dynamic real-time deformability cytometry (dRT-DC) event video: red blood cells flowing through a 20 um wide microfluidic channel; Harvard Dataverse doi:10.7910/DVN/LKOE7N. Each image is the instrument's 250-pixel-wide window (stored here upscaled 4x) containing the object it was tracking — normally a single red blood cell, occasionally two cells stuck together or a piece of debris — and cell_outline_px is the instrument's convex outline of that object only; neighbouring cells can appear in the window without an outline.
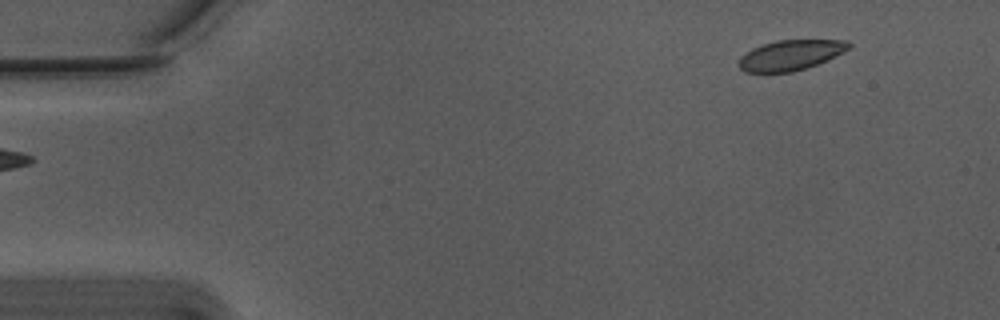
{"species": "Egyptian fruit bat (a non-hibernating species)", "species_latin": "Rousettus aegyptiacus", "temperature_condition": "warm", "stored_images_in_passage": 51, "camera_frame_rate_fps": 3000, "um_per_image_px": 0.085, "animal": {"sex": "male"}, "frame": {"image": 1, "passage_image": 1, "time_ms": 0.0, "image_size_px": [1000, 320], "cell_outline_px": [[852, 44], [848, 48], [816, 64], [792, 72], [744, 72], [736, 64], [740, 56], [752, 48], [776, 40], [848, 40]], "centroid_in_image_um": [67.11, 4.68], "position_along_channel_um": 17.9, "area_um2": 19.07}}
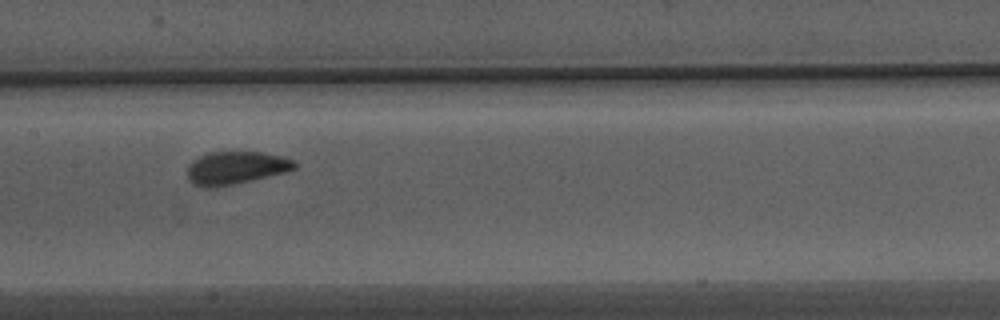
{"frame": {"image": 2, "passage_image": 23, "time_ms": 7.333, "image_size_px": [1000, 320], "cell_outline_px": [[296, 168], [288, 172], [252, 180], [232, 184], [208, 188], [204, 188], [196, 184], [188, 176], [188, 164], [192, 160], [200, 156], [212, 152], [260, 152], [284, 156], [292, 160], [296, 164]], "centroid_in_image_um": [20.08, 14.26], "position_along_channel_um": 187.3, "area_um2": 20.35}}
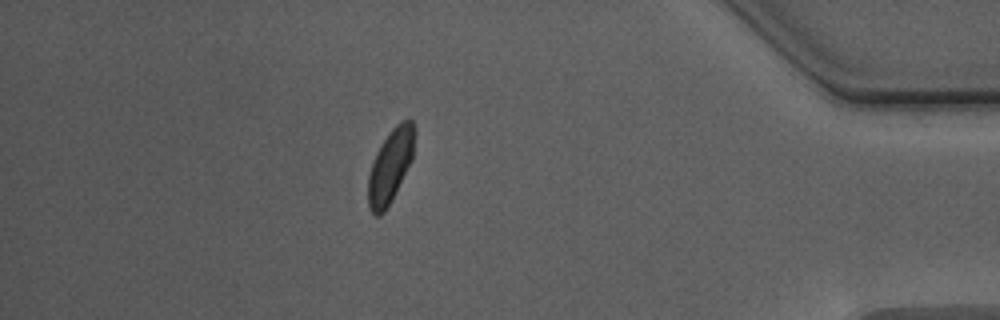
{"frame": {"image": 3, "passage_image": 44, "time_ms": 14.333, "image_size_px": [1000, 320], "cell_outline_px": [[416, 128], [412, 160], [384, 212], [380, 216], [376, 216], [368, 208], [368, 176], [376, 152], [392, 128], [400, 120], [412, 120]], "centroid_in_image_um": [33.19, 14.07], "position_along_channel_um": 402.0, "area_um2": 19.65}, "authors_computed_cell_mechanics": {"area_um2": 20.3456, "velocity_mm_per_s": 3.7084, "shape_relaxation_time_tau1_ms": 2.7201, "shape_relaxation_time_tau2_ms": null, "deformation_change_tau1": 0.0827, "deformation_change_tau2": null}}